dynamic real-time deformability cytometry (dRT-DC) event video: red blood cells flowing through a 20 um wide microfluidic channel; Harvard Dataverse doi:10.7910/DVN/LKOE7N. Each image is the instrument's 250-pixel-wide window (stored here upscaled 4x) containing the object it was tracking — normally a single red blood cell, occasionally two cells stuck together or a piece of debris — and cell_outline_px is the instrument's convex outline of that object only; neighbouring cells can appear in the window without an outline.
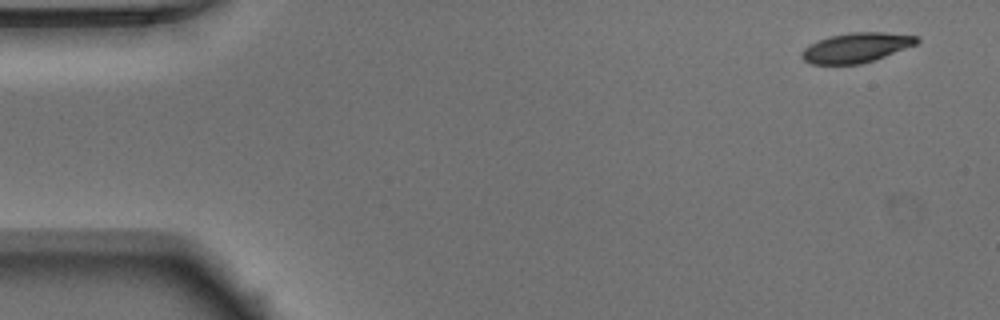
{"species": "Egyptian fruit bat (a non-hibernating species)", "species_latin": "Rousettus aegyptiacus", "temperature_condition": "warm", "stored_images_in_passage": 49, "camera_frame_rate_fps": 3000, "um_per_image_px": 0.085, "animal": {"sex": "male"}, "frame": {"image": 1, "passage_image": 1, "time_ms": 0.0, "image_size_px": [1000, 320], "cell_outline_px": [[920, 40], [916, 44], [884, 56], [860, 64], [812, 64], [804, 60], [800, 56], [800, 52], [804, 48], [828, 36], [848, 32], [880, 32], [916, 36]], "centroid_in_image_um": [72.74, 4.04], "position_along_channel_um": 12.3, "area_um2": 19.65}}
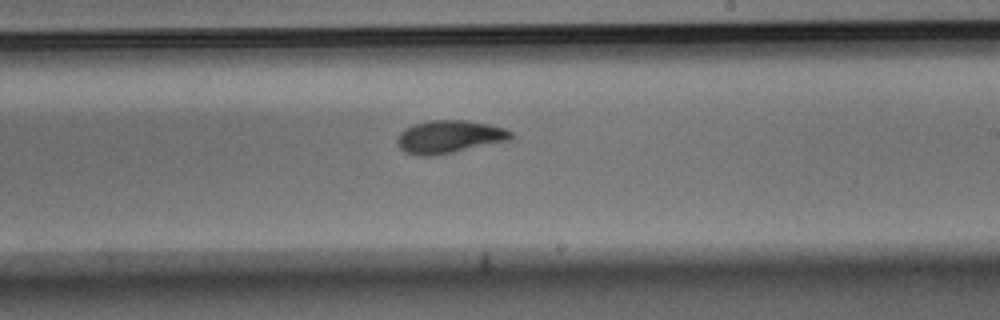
{"frame": {"image": 2, "passage_image": 28, "time_ms": 9.0, "image_size_px": [1000, 320], "cell_outline_px": [[512, 136], [508, 140], [452, 152], [432, 156], [420, 156], [404, 152], [396, 144], [396, 140], [400, 132], [404, 128], [412, 124], [432, 120], [464, 120], [492, 124], [504, 128], [512, 132]], "centroid_in_image_um": [38.13, 11.61], "position_along_channel_um": 250.9, "area_um2": 21.73}}
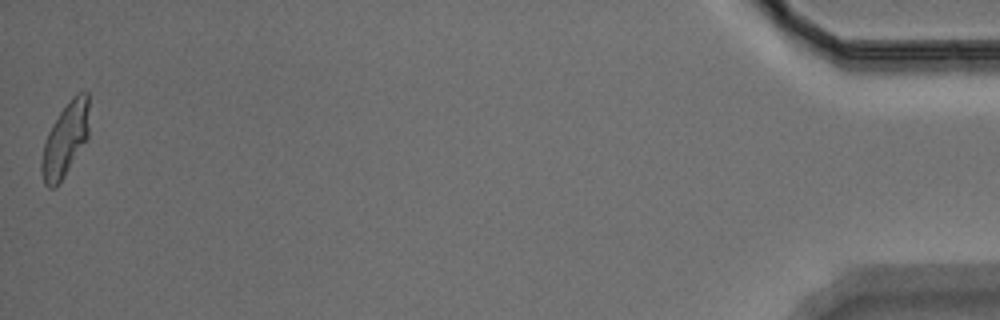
{"frame": {"image": 3, "passage_image": 49, "time_ms": 16.0, "image_size_px": [1000, 320], "cell_outline_px": [[88, 136], [64, 176], [56, 188], [48, 188], [44, 184], [40, 172], [40, 160], [44, 144], [48, 132], [52, 124], [60, 112], [72, 96], [76, 92], [88, 92]], "centroid_in_image_um": [5.51, 11.89], "position_along_channel_um": 429.7, "area_um2": 20.35}, "authors_computed_cell_mechanics": {"area_um2": 20.9236, "velocity_mm_per_s": 3.9302, "shape_relaxation_time_tau1_ms": 3.6346, "shape_relaxation_time_tau2_ms": 1.0816, "deformation_change_tau1": 0.1483, "deformation_change_tau2": 0.0607}}